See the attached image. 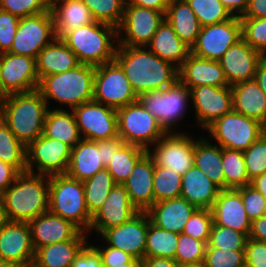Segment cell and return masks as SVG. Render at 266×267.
<instances>
[{
    "label": "cell",
    "instance_id": "cell-1",
    "mask_svg": "<svg viewBox=\"0 0 266 267\" xmlns=\"http://www.w3.org/2000/svg\"><path fill=\"white\" fill-rule=\"evenodd\" d=\"M114 60L124 70L138 97L148 91L170 87L179 80L178 67L145 46H118Z\"/></svg>",
    "mask_w": 266,
    "mask_h": 267
},
{
    "label": "cell",
    "instance_id": "cell-2",
    "mask_svg": "<svg viewBox=\"0 0 266 267\" xmlns=\"http://www.w3.org/2000/svg\"><path fill=\"white\" fill-rule=\"evenodd\" d=\"M48 177V178H47ZM7 221L29 222L49 210V176L19 173L0 195Z\"/></svg>",
    "mask_w": 266,
    "mask_h": 267
},
{
    "label": "cell",
    "instance_id": "cell-3",
    "mask_svg": "<svg viewBox=\"0 0 266 267\" xmlns=\"http://www.w3.org/2000/svg\"><path fill=\"white\" fill-rule=\"evenodd\" d=\"M48 105L41 93H13L0 98V118L26 146L43 134Z\"/></svg>",
    "mask_w": 266,
    "mask_h": 267
},
{
    "label": "cell",
    "instance_id": "cell-4",
    "mask_svg": "<svg viewBox=\"0 0 266 267\" xmlns=\"http://www.w3.org/2000/svg\"><path fill=\"white\" fill-rule=\"evenodd\" d=\"M114 26L94 22L65 33L61 40L75 53L80 64L94 67L114 61L118 45Z\"/></svg>",
    "mask_w": 266,
    "mask_h": 267
},
{
    "label": "cell",
    "instance_id": "cell-5",
    "mask_svg": "<svg viewBox=\"0 0 266 267\" xmlns=\"http://www.w3.org/2000/svg\"><path fill=\"white\" fill-rule=\"evenodd\" d=\"M95 67L80 64L69 71L44 76L40 79L38 91L49 107V99L75 107L93 100Z\"/></svg>",
    "mask_w": 266,
    "mask_h": 267
},
{
    "label": "cell",
    "instance_id": "cell-6",
    "mask_svg": "<svg viewBox=\"0 0 266 267\" xmlns=\"http://www.w3.org/2000/svg\"><path fill=\"white\" fill-rule=\"evenodd\" d=\"M49 211L88 232L92 215L86 206L83 181L67 174L49 176Z\"/></svg>",
    "mask_w": 266,
    "mask_h": 267
},
{
    "label": "cell",
    "instance_id": "cell-7",
    "mask_svg": "<svg viewBox=\"0 0 266 267\" xmlns=\"http://www.w3.org/2000/svg\"><path fill=\"white\" fill-rule=\"evenodd\" d=\"M118 136L131 145L149 150L167 132L137 100L117 109Z\"/></svg>",
    "mask_w": 266,
    "mask_h": 267
},
{
    "label": "cell",
    "instance_id": "cell-8",
    "mask_svg": "<svg viewBox=\"0 0 266 267\" xmlns=\"http://www.w3.org/2000/svg\"><path fill=\"white\" fill-rule=\"evenodd\" d=\"M206 130L222 148L245 151L266 132V127L259 121L232 110L214 121Z\"/></svg>",
    "mask_w": 266,
    "mask_h": 267
},
{
    "label": "cell",
    "instance_id": "cell-9",
    "mask_svg": "<svg viewBox=\"0 0 266 267\" xmlns=\"http://www.w3.org/2000/svg\"><path fill=\"white\" fill-rule=\"evenodd\" d=\"M189 98L190 89L178 80L165 89L143 93L138 97V101L157 119L166 132H172L174 125L186 113Z\"/></svg>",
    "mask_w": 266,
    "mask_h": 267
},
{
    "label": "cell",
    "instance_id": "cell-10",
    "mask_svg": "<svg viewBox=\"0 0 266 267\" xmlns=\"http://www.w3.org/2000/svg\"><path fill=\"white\" fill-rule=\"evenodd\" d=\"M93 100L114 109L138 100L124 70L115 60L95 67Z\"/></svg>",
    "mask_w": 266,
    "mask_h": 267
},
{
    "label": "cell",
    "instance_id": "cell-11",
    "mask_svg": "<svg viewBox=\"0 0 266 267\" xmlns=\"http://www.w3.org/2000/svg\"><path fill=\"white\" fill-rule=\"evenodd\" d=\"M71 157V147L59 140L41 134L26 146L27 171L45 176L66 174ZM36 164V165H35ZM34 165V166H33Z\"/></svg>",
    "mask_w": 266,
    "mask_h": 267
},
{
    "label": "cell",
    "instance_id": "cell-12",
    "mask_svg": "<svg viewBox=\"0 0 266 267\" xmlns=\"http://www.w3.org/2000/svg\"><path fill=\"white\" fill-rule=\"evenodd\" d=\"M55 38L54 20L50 10L23 17L19 20L13 45L9 52L37 59L40 51Z\"/></svg>",
    "mask_w": 266,
    "mask_h": 267
},
{
    "label": "cell",
    "instance_id": "cell-13",
    "mask_svg": "<svg viewBox=\"0 0 266 267\" xmlns=\"http://www.w3.org/2000/svg\"><path fill=\"white\" fill-rule=\"evenodd\" d=\"M164 19L165 13L161 11L126 4L123 19L117 28V45L146 47ZM122 31L125 37H120Z\"/></svg>",
    "mask_w": 266,
    "mask_h": 267
},
{
    "label": "cell",
    "instance_id": "cell-14",
    "mask_svg": "<svg viewBox=\"0 0 266 267\" xmlns=\"http://www.w3.org/2000/svg\"><path fill=\"white\" fill-rule=\"evenodd\" d=\"M80 135L99 141L118 137L117 109L91 100L72 109Z\"/></svg>",
    "mask_w": 266,
    "mask_h": 267
},
{
    "label": "cell",
    "instance_id": "cell-15",
    "mask_svg": "<svg viewBox=\"0 0 266 267\" xmlns=\"http://www.w3.org/2000/svg\"><path fill=\"white\" fill-rule=\"evenodd\" d=\"M242 38L241 21L233 17L227 21L201 27L191 53L199 58L218 61L225 52Z\"/></svg>",
    "mask_w": 266,
    "mask_h": 267
},
{
    "label": "cell",
    "instance_id": "cell-16",
    "mask_svg": "<svg viewBox=\"0 0 266 267\" xmlns=\"http://www.w3.org/2000/svg\"><path fill=\"white\" fill-rule=\"evenodd\" d=\"M194 140L185 133L167 132L154 145L153 153L148 154L158 166L172 169L184 175L194 165Z\"/></svg>",
    "mask_w": 266,
    "mask_h": 267
},
{
    "label": "cell",
    "instance_id": "cell-17",
    "mask_svg": "<svg viewBox=\"0 0 266 267\" xmlns=\"http://www.w3.org/2000/svg\"><path fill=\"white\" fill-rule=\"evenodd\" d=\"M0 76L2 97L37 90L40 82L36 72V59L11 52L3 53Z\"/></svg>",
    "mask_w": 266,
    "mask_h": 267
},
{
    "label": "cell",
    "instance_id": "cell-18",
    "mask_svg": "<svg viewBox=\"0 0 266 267\" xmlns=\"http://www.w3.org/2000/svg\"><path fill=\"white\" fill-rule=\"evenodd\" d=\"M35 249L28 222L6 221L0 228V258L21 267L32 263Z\"/></svg>",
    "mask_w": 266,
    "mask_h": 267
},
{
    "label": "cell",
    "instance_id": "cell-19",
    "mask_svg": "<svg viewBox=\"0 0 266 267\" xmlns=\"http://www.w3.org/2000/svg\"><path fill=\"white\" fill-rule=\"evenodd\" d=\"M196 119L203 128L233 110L231 86L202 85L190 89Z\"/></svg>",
    "mask_w": 266,
    "mask_h": 267
},
{
    "label": "cell",
    "instance_id": "cell-20",
    "mask_svg": "<svg viewBox=\"0 0 266 267\" xmlns=\"http://www.w3.org/2000/svg\"><path fill=\"white\" fill-rule=\"evenodd\" d=\"M149 216L139 212L131 220L105 230L101 235L108 246L120 249L136 259L142 260L145 254Z\"/></svg>",
    "mask_w": 266,
    "mask_h": 267
},
{
    "label": "cell",
    "instance_id": "cell-21",
    "mask_svg": "<svg viewBox=\"0 0 266 267\" xmlns=\"http://www.w3.org/2000/svg\"><path fill=\"white\" fill-rule=\"evenodd\" d=\"M28 223L35 251L43 246L66 240H86L87 233L49 210Z\"/></svg>",
    "mask_w": 266,
    "mask_h": 267
},
{
    "label": "cell",
    "instance_id": "cell-22",
    "mask_svg": "<svg viewBox=\"0 0 266 267\" xmlns=\"http://www.w3.org/2000/svg\"><path fill=\"white\" fill-rule=\"evenodd\" d=\"M140 211L131 203L124 185L116 184L102 206L92 215L90 230L102 234L105 230L131 220Z\"/></svg>",
    "mask_w": 266,
    "mask_h": 267
},
{
    "label": "cell",
    "instance_id": "cell-23",
    "mask_svg": "<svg viewBox=\"0 0 266 267\" xmlns=\"http://www.w3.org/2000/svg\"><path fill=\"white\" fill-rule=\"evenodd\" d=\"M263 56L242 38L225 52L218 60L229 86L251 81L255 78L256 68Z\"/></svg>",
    "mask_w": 266,
    "mask_h": 267
},
{
    "label": "cell",
    "instance_id": "cell-24",
    "mask_svg": "<svg viewBox=\"0 0 266 267\" xmlns=\"http://www.w3.org/2000/svg\"><path fill=\"white\" fill-rule=\"evenodd\" d=\"M211 211L213 224L230 227L249 236L252 222L246 214L242 195L237 189L220 190Z\"/></svg>",
    "mask_w": 266,
    "mask_h": 267
},
{
    "label": "cell",
    "instance_id": "cell-25",
    "mask_svg": "<svg viewBox=\"0 0 266 267\" xmlns=\"http://www.w3.org/2000/svg\"><path fill=\"white\" fill-rule=\"evenodd\" d=\"M178 78L189 89L202 85L229 86L219 61L199 58L192 53L178 68Z\"/></svg>",
    "mask_w": 266,
    "mask_h": 267
},
{
    "label": "cell",
    "instance_id": "cell-26",
    "mask_svg": "<svg viewBox=\"0 0 266 267\" xmlns=\"http://www.w3.org/2000/svg\"><path fill=\"white\" fill-rule=\"evenodd\" d=\"M196 209L194 204L178 197L154 203L146 213L153 225L180 234Z\"/></svg>",
    "mask_w": 266,
    "mask_h": 267
},
{
    "label": "cell",
    "instance_id": "cell-27",
    "mask_svg": "<svg viewBox=\"0 0 266 267\" xmlns=\"http://www.w3.org/2000/svg\"><path fill=\"white\" fill-rule=\"evenodd\" d=\"M155 162L148 152L136 163L127 181L123 184L131 203L146 212L154 204L153 177Z\"/></svg>",
    "mask_w": 266,
    "mask_h": 267
},
{
    "label": "cell",
    "instance_id": "cell-28",
    "mask_svg": "<svg viewBox=\"0 0 266 267\" xmlns=\"http://www.w3.org/2000/svg\"><path fill=\"white\" fill-rule=\"evenodd\" d=\"M50 11L54 20L56 38H61L69 31L95 22L82 0H50Z\"/></svg>",
    "mask_w": 266,
    "mask_h": 267
},
{
    "label": "cell",
    "instance_id": "cell-29",
    "mask_svg": "<svg viewBox=\"0 0 266 267\" xmlns=\"http://www.w3.org/2000/svg\"><path fill=\"white\" fill-rule=\"evenodd\" d=\"M80 65L75 53L61 40L55 38L44 47L36 59V72L41 79L44 76L60 74Z\"/></svg>",
    "mask_w": 266,
    "mask_h": 267
},
{
    "label": "cell",
    "instance_id": "cell-30",
    "mask_svg": "<svg viewBox=\"0 0 266 267\" xmlns=\"http://www.w3.org/2000/svg\"><path fill=\"white\" fill-rule=\"evenodd\" d=\"M233 110L266 127V95L254 80L231 87Z\"/></svg>",
    "mask_w": 266,
    "mask_h": 267
},
{
    "label": "cell",
    "instance_id": "cell-31",
    "mask_svg": "<svg viewBox=\"0 0 266 267\" xmlns=\"http://www.w3.org/2000/svg\"><path fill=\"white\" fill-rule=\"evenodd\" d=\"M220 190L221 189L195 165L182 175L180 197L185 198L197 208L211 209Z\"/></svg>",
    "mask_w": 266,
    "mask_h": 267
},
{
    "label": "cell",
    "instance_id": "cell-32",
    "mask_svg": "<svg viewBox=\"0 0 266 267\" xmlns=\"http://www.w3.org/2000/svg\"><path fill=\"white\" fill-rule=\"evenodd\" d=\"M146 47L159 58L176 64L178 68L191 54V47L178 37L166 19L159 25Z\"/></svg>",
    "mask_w": 266,
    "mask_h": 267
},
{
    "label": "cell",
    "instance_id": "cell-33",
    "mask_svg": "<svg viewBox=\"0 0 266 267\" xmlns=\"http://www.w3.org/2000/svg\"><path fill=\"white\" fill-rule=\"evenodd\" d=\"M104 167L101 160V150H98L96 141L82 138L71 148L70 163L66 174L79 181H85Z\"/></svg>",
    "mask_w": 266,
    "mask_h": 267
},
{
    "label": "cell",
    "instance_id": "cell-34",
    "mask_svg": "<svg viewBox=\"0 0 266 267\" xmlns=\"http://www.w3.org/2000/svg\"><path fill=\"white\" fill-rule=\"evenodd\" d=\"M165 19L178 37L192 47L201 31V25L187 1H172L165 13Z\"/></svg>",
    "mask_w": 266,
    "mask_h": 267
},
{
    "label": "cell",
    "instance_id": "cell-35",
    "mask_svg": "<svg viewBox=\"0 0 266 267\" xmlns=\"http://www.w3.org/2000/svg\"><path fill=\"white\" fill-rule=\"evenodd\" d=\"M43 135L47 138L59 140L73 148L83 138L80 135L74 114L64 109L47 111Z\"/></svg>",
    "mask_w": 266,
    "mask_h": 267
},
{
    "label": "cell",
    "instance_id": "cell-36",
    "mask_svg": "<svg viewBox=\"0 0 266 267\" xmlns=\"http://www.w3.org/2000/svg\"><path fill=\"white\" fill-rule=\"evenodd\" d=\"M194 165L221 190L225 189L221 146H213L206 138L196 140L194 142Z\"/></svg>",
    "mask_w": 266,
    "mask_h": 267
},
{
    "label": "cell",
    "instance_id": "cell-37",
    "mask_svg": "<svg viewBox=\"0 0 266 267\" xmlns=\"http://www.w3.org/2000/svg\"><path fill=\"white\" fill-rule=\"evenodd\" d=\"M87 240H66L43 246L35 251L34 263L38 267H71L75 257Z\"/></svg>",
    "mask_w": 266,
    "mask_h": 267
},
{
    "label": "cell",
    "instance_id": "cell-38",
    "mask_svg": "<svg viewBox=\"0 0 266 267\" xmlns=\"http://www.w3.org/2000/svg\"><path fill=\"white\" fill-rule=\"evenodd\" d=\"M147 152V150L139 146L124 143L119 150L114 153L110 163L106 167L115 183L123 185L129 178L136 163Z\"/></svg>",
    "mask_w": 266,
    "mask_h": 267
},
{
    "label": "cell",
    "instance_id": "cell-39",
    "mask_svg": "<svg viewBox=\"0 0 266 267\" xmlns=\"http://www.w3.org/2000/svg\"><path fill=\"white\" fill-rule=\"evenodd\" d=\"M0 160L13 166L19 173L27 171L26 145L18 140L0 118Z\"/></svg>",
    "mask_w": 266,
    "mask_h": 267
},
{
    "label": "cell",
    "instance_id": "cell-40",
    "mask_svg": "<svg viewBox=\"0 0 266 267\" xmlns=\"http://www.w3.org/2000/svg\"><path fill=\"white\" fill-rule=\"evenodd\" d=\"M179 234L161 229L150 222L144 257L175 258Z\"/></svg>",
    "mask_w": 266,
    "mask_h": 267
},
{
    "label": "cell",
    "instance_id": "cell-41",
    "mask_svg": "<svg viewBox=\"0 0 266 267\" xmlns=\"http://www.w3.org/2000/svg\"><path fill=\"white\" fill-rule=\"evenodd\" d=\"M115 185L112 175L106 168L99 170L93 177L83 181L85 202L91 215L102 206Z\"/></svg>",
    "mask_w": 266,
    "mask_h": 267
},
{
    "label": "cell",
    "instance_id": "cell-42",
    "mask_svg": "<svg viewBox=\"0 0 266 267\" xmlns=\"http://www.w3.org/2000/svg\"><path fill=\"white\" fill-rule=\"evenodd\" d=\"M225 189H238L251 183L248 178L243 151L222 148Z\"/></svg>",
    "mask_w": 266,
    "mask_h": 267
},
{
    "label": "cell",
    "instance_id": "cell-43",
    "mask_svg": "<svg viewBox=\"0 0 266 267\" xmlns=\"http://www.w3.org/2000/svg\"><path fill=\"white\" fill-rule=\"evenodd\" d=\"M182 176L172 169L155 164L153 177L154 203L178 198L181 195Z\"/></svg>",
    "mask_w": 266,
    "mask_h": 267
},
{
    "label": "cell",
    "instance_id": "cell-44",
    "mask_svg": "<svg viewBox=\"0 0 266 267\" xmlns=\"http://www.w3.org/2000/svg\"><path fill=\"white\" fill-rule=\"evenodd\" d=\"M90 10L96 22L118 28L127 0H82Z\"/></svg>",
    "mask_w": 266,
    "mask_h": 267
},
{
    "label": "cell",
    "instance_id": "cell-45",
    "mask_svg": "<svg viewBox=\"0 0 266 267\" xmlns=\"http://www.w3.org/2000/svg\"><path fill=\"white\" fill-rule=\"evenodd\" d=\"M202 27L232 19L230 12L219 0H187Z\"/></svg>",
    "mask_w": 266,
    "mask_h": 267
},
{
    "label": "cell",
    "instance_id": "cell-46",
    "mask_svg": "<svg viewBox=\"0 0 266 267\" xmlns=\"http://www.w3.org/2000/svg\"><path fill=\"white\" fill-rule=\"evenodd\" d=\"M208 243L180 233L177 242L175 260L181 265L199 264L204 261Z\"/></svg>",
    "mask_w": 266,
    "mask_h": 267
},
{
    "label": "cell",
    "instance_id": "cell-47",
    "mask_svg": "<svg viewBox=\"0 0 266 267\" xmlns=\"http://www.w3.org/2000/svg\"><path fill=\"white\" fill-rule=\"evenodd\" d=\"M247 239L244 233L235 229L213 224L208 245L225 250H245Z\"/></svg>",
    "mask_w": 266,
    "mask_h": 267
},
{
    "label": "cell",
    "instance_id": "cell-48",
    "mask_svg": "<svg viewBox=\"0 0 266 267\" xmlns=\"http://www.w3.org/2000/svg\"><path fill=\"white\" fill-rule=\"evenodd\" d=\"M242 39L266 56V18H240Z\"/></svg>",
    "mask_w": 266,
    "mask_h": 267
},
{
    "label": "cell",
    "instance_id": "cell-49",
    "mask_svg": "<svg viewBox=\"0 0 266 267\" xmlns=\"http://www.w3.org/2000/svg\"><path fill=\"white\" fill-rule=\"evenodd\" d=\"M249 180L266 173V132L243 151Z\"/></svg>",
    "mask_w": 266,
    "mask_h": 267
},
{
    "label": "cell",
    "instance_id": "cell-50",
    "mask_svg": "<svg viewBox=\"0 0 266 267\" xmlns=\"http://www.w3.org/2000/svg\"><path fill=\"white\" fill-rule=\"evenodd\" d=\"M213 223L211 209L197 208L186 222L183 233L208 243Z\"/></svg>",
    "mask_w": 266,
    "mask_h": 267
},
{
    "label": "cell",
    "instance_id": "cell-51",
    "mask_svg": "<svg viewBox=\"0 0 266 267\" xmlns=\"http://www.w3.org/2000/svg\"><path fill=\"white\" fill-rule=\"evenodd\" d=\"M203 263L206 267H244L245 250L211 248L207 244Z\"/></svg>",
    "mask_w": 266,
    "mask_h": 267
},
{
    "label": "cell",
    "instance_id": "cell-52",
    "mask_svg": "<svg viewBox=\"0 0 266 267\" xmlns=\"http://www.w3.org/2000/svg\"><path fill=\"white\" fill-rule=\"evenodd\" d=\"M0 9L19 18L50 10V0H0Z\"/></svg>",
    "mask_w": 266,
    "mask_h": 267
},
{
    "label": "cell",
    "instance_id": "cell-53",
    "mask_svg": "<svg viewBox=\"0 0 266 267\" xmlns=\"http://www.w3.org/2000/svg\"><path fill=\"white\" fill-rule=\"evenodd\" d=\"M237 190L242 195L244 208L251 222L266 214V199L258 190L250 184Z\"/></svg>",
    "mask_w": 266,
    "mask_h": 267
},
{
    "label": "cell",
    "instance_id": "cell-54",
    "mask_svg": "<svg viewBox=\"0 0 266 267\" xmlns=\"http://www.w3.org/2000/svg\"><path fill=\"white\" fill-rule=\"evenodd\" d=\"M20 18L0 9V52L11 50Z\"/></svg>",
    "mask_w": 266,
    "mask_h": 267
},
{
    "label": "cell",
    "instance_id": "cell-55",
    "mask_svg": "<svg viewBox=\"0 0 266 267\" xmlns=\"http://www.w3.org/2000/svg\"><path fill=\"white\" fill-rule=\"evenodd\" d=\"M245 266L266 267V242L247 239L245 246Z\"/></svg>",
    "mask_w": 266,
    "mask_h": 267
},
{
    "label": "cell",
    "instance_id": "cell-56",
    "mask_svg": "<svg viewBox=\"0 0 266 267\" xmlns=\"http://www.w3.org/2000/svg\"><path fill=\"white\" fill-rule=\"evenodd\" d=\"M93 247L100 254V258L104 267H114L123 265L131 262L134 259V257H132L130 254L120 249L113 248L111 246H107V248L104 247L105 249H103V247Z\"/></svg>",
    "mask_w": 266,
    "mask_h": 267
},
{
    "label": "cell",
    "instance_id": "cell-57",
    "mask_svg": "<svg viewBox=\"0 0 266 267\" xmlns=\"http://www.w3.org/2000/svg\"><path fill=\"white\" fill-rule=\"evenodd\" d=\"M71 267H104L98 251L92 246H86L72 262Z\"/></svg>",
    "mask_w": 266,
    "mask_h": 267
},
{
    "label": "cell",
    "instance_id": "cell-58",
    "mask_svg": "<svg viewBox=\"0 0 266 267\" xmlns=\"http://www.w3.org/2000/svg\"><path fill=\"white\" fill-rule=\"evenodd\" d=\"M98 150H101V160L104 167L110 163L114 153L125 143L119 136L110 139L96 141Z\"/></svg>",
    "mask_w": 266,
    "mask_h": 267
},
{
    "label": "cell",
    "instance_id": "cell-59",
    "mask_svg": "<svg viewBox=\"0 0 266 267\" xmlns=\"http://www.w3.org/2000/svg\"><path fill=\"white\" fill-rule=\"evenodd\" d=\"M18 174L13 166L0 160V195L14 183Z\"/></svg>",
    "mask_w": 266,
    "mask_h": 267
},
{
    "label": "cell",
    "instance_id": "cell-60",
    "mask_svg": "<svg viewBox=\"0 0 266 267\" xmlns=\"http://www.w3.org/2000/svg\"><path fill=\"white\" fill-rule=\"evenodd\" d=\"M241 18H266V0H248V6Z\"/></svg>",
    "mask_w": 266,
    "mask_h": 267
},
{
    "label": "cell",
    "instance_id": "cell-61",
    "mask_svg": "<svg viewBox=\"0 0 266 267\" xmlns=\"http://www.w3.org/2000/svg\"><path fill=\"white\" fill-rule=\"evenodd\" d=\"M248 238L266 242V214L259 219L253 220Z\"/></svg>",
    "mask_w": 266,
    "mask_h": 267
},
{
    "label": "cell",
    "instance_id": "cell-62",
    "mask_svg": "<svg viewBox=\"0 0 266 267\" xmlns=\"http://www.w3.org/2000/svg\"><path fill=\"white\" fill-rule=\"evenodd\" d=\"M172 0H127L126 4H134L140 7H146L166 13V10Z\"/></svg>",
    "mask_w": 266,
    "mask_h": 267
},
{
    "label": "cell",
    "instance_id": "cell-63",
    "mask_svg": "<svg viewBox=\"0 0 266 267\" xmlns=\"http://www.w3.org/2000/svg\"><path fill=\"white\" fill-rule=\"evenodd\" d=\"M233 17L241 18L248 6V0H219ZM236 12V14H235ZM238 13V14H237Z\"/></svg>",
    "mask_w": 266,
    "mask_h": 267
},
{
    "label": "cell",
    "instance_id": "cell-64",
    "mask_svg": "<svg viewBox=\"0 0 266 267\" xmlns=\"http://www.w3.org/2000/svg\"><path fill=\"white\" fill-rule=\"evenodd\" d=\"M142 267H182L175 259L164 257H144Z\"/></svg>",
    "mask_w": 266,
    "mask_h": 267
},
{
    "label": "cell",
    "instance_id": "cell-65",
    "mask_svg": "<svg viewBox=\"0 0 266 267\" xmlns=\"http://www.w3.org/2000/svg\"><path fill=\"white\" fill-rule=\"evenodd\" d=\"M254 79L266 95V56L259 60Z\"/></svg>",
    "mask_w": 266,
    "mask_h": 267
},
{
    "label": "cell",
    "instance_id": "cell-66",
    "mask_svg": "<svg viewBox=\"0 0 266 267\" xmlns=\"http://www.w3.org/2000/svg\"><path fill=\"white\" fill-rule=\"evenodd\" d=\"M256 190H258L266 199V173L255 177L250 183Z\"/></svg>",
    "mask_w": 266,
    "mask_h": 267
},
{
    "label": "cell",
    "instance_id": "cell-67",
    "mask_svg": "<svg viewBox=\"0 0 266 267\" xmlns=\"http://www.w3.org/2000/svg\"><path fill=\"white\" fill-rule=\"evenodd\" d=\"M114 267H142V260L134 258L131 262Z\"/></svg>",
    "mask_w": 266,
    "mask_h": 267
},
{
    "label": "cell",
    "instance_id": "cell-68",
    "mask_svg": "<svg viewBox=\"0 0 266 267\" xmlns=\"http://www.w3.org/2000/svg\"><path fill=\"white\" fill-rule=\"evenodd\" d=\"M6 218H5V214H4V210H3V206L2 203L0 201V228L3 226V224L6 222Z\"/></svg>",
    "mask_w": 266,
    "mask_h": 267
},
{
    "label": "cell",
    "instance_id": "cell-69",
    "mask_svg": "<svg viewBox=\"0 0 266 267\" xmlns=\"http://www.w3.org/2000/svg\"><path fill=\"white\" fill-rule=\"evenodd\" d=\"M2 57H3V53L0 52V71H1V65H2ZM0 98H2V82H1V76H0Z\"/></svg>",
    "mask_w": 266,
    "mask_h": 267
},
{
    "label": "cell",
    "instance_id": "cell-70",
    "mask_svg": "<svg viewBox=\"0 0 266 267\" xmlns=\"http://www.w3.org/2000/svg\"><path fill=\"white\" fill-rule=\"evenodd\" d=\"M0 267H14L11 263L4 261L0 258Z\"/></svg>",
    "mask_w": 266,
    "mask_h": 267
},
{
    "label": "cell",
    "instance_id": "cell-71",
    "mask_svg": "<svg viewBox=\"0 0 266 267\" xmlns=\"http://www.w3.org/2000/svg\"><path fill=\"white\" fill-rule=\"evenodd\" d=\"M182 267H206L205 264L199 263V264H190V265H183Z\"/></svg>",
    "mask_w": 266,
    "mask_h": 267
},
{
    "label": "cell",
    "instance_id": "cell-72",
    "mask_svg": "<svg viewBox=\"0 0 266 267\" xmlns=\"http://www.w3.org/2000/svg\"><path fill=\"white\" fill-rule=\"evenodd\" d=\"M21 267H38V266L34 262H32Z\"/></svg>",
    "mask_w": 266,
    "mask_h": 267
}]
</instances>
